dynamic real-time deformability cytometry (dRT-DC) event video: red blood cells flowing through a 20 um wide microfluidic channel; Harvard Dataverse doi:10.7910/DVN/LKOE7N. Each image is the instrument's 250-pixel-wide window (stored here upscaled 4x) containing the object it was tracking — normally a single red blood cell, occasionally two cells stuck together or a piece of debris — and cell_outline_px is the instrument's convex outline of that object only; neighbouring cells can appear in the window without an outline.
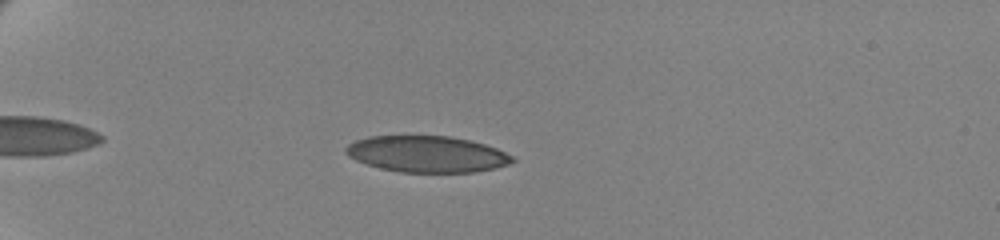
{"species": "human", "species_latin": "Homo sapiens", "temperature_condition": "cold", "stored_images_in_passage": 44, "camera_frame_rate_fps": 3000, "um_per_image_px": 0.085, "donor": {"sex": "female"}, "frame": {"image": 1, "passage_image": 2, "time_ms": 0.333, "image_size_px": [1000, 240], "cell_outline_px": [[516, 160], [508, 164], [496, 168], [472, 172], [400, 172], [380, 168], [356, 160], [348, 156], [344, 152], [344, 148], [348, 144], [356, 140], [368, 136], [452, 136], [484, 144], [496, 148], [512, 156]], "centroid_in_image_um": [36.27, 13.09], "position_along_channel_um": 48.7, "area_um2": 35.2}}
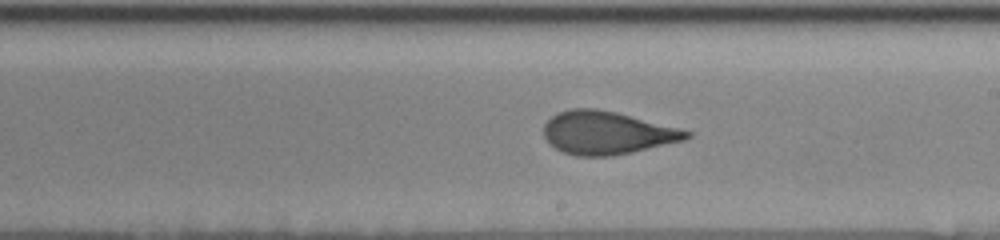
{"frame": {"image": 2, "passage_image": 22, "time_ms": 7.0, "image_size_px": [1000, 240], "cell_outline_px": [[692, 136], [684, 140], [632, 152], [612, 156], [576, 156], [564, 152], [556, 148], [544, 136], [544, 124], [552, 116], [560, 112], [572, 108], [596, 108], [616, 112], [692, 132]], "centroid_in_image_um": [51.58, 11.29], "position_along_channel_um": 237.4, "area_um2": 35.32}}
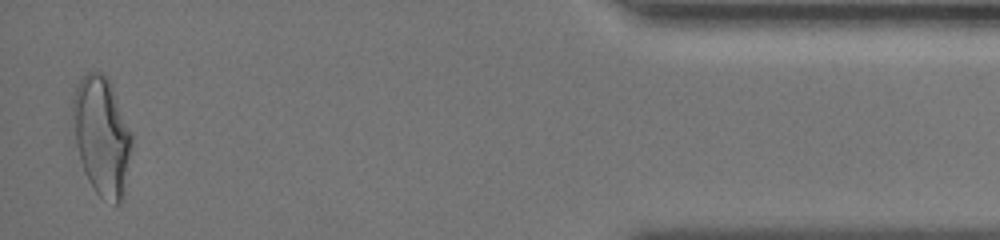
{"frame": {"image": 3, "passage_image": 43, "time_ms": 14.0, "image_size_px": [1000, 240], "cell_outline_px": [[132, 144], [124, 196], [120, 204], [116, 204], [100, 196], [92, 188], [84, 172], [80, 160], [76, 144], [72, 112], [72, 100], [76, 88], [80, 80], [88, 72], [100, 72], [108, 76], [132, 132]], "centroid_in_image_um": [8.67, 11.56], "position_along_channel_um": 426.5, "area_um2": 40.92}, "authors_computed_cell_mechanics": {"area_um2": 36.0961, "velocity_mm_per_s": 3.4705, "shape_relaxation_time_tau1_ms": 4.1356, "shape_relaxation_time_tau2_ms": 1.0634, "deformation_change_tau1": 0.1526, "deformation_change_tau2": 0.0585}}